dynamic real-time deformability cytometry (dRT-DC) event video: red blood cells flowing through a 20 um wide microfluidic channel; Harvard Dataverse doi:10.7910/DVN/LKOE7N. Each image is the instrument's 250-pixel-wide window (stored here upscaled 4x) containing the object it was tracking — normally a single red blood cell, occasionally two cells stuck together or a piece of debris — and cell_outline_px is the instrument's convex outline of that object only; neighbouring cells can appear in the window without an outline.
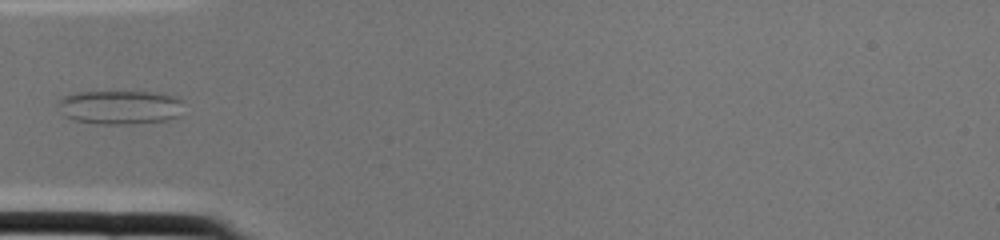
{"species": "common noctule bat (a hibernating species)", "species_latin": "Nyctalus noctula", "temperature_condition": "cold", "stored_images_in_passage": 2, "camera_frame_rate_fps": 3000, "um_per_image_px": 0.085, "animal": {"sex": "female", "body_mass_g": 22.0, "forearm_length_mm": 56.7}, "frame": {"image": 1, "passage_image": 2, "time_ms": 0.333, "image_size_px": [1000, 240], "cell_outline_px": [[184, 100], [180, 116], [168, 120], [132, 124], [100, 124], [72, 120], [64, 116], [56, 104], [56, 100], [64, 96], [80, 92], [156, 92], [176, 96]], "centroid_in_image_um": [10.21, 9.12], "position_along_channel_um": 74.8, "area_um2": 25.32}}